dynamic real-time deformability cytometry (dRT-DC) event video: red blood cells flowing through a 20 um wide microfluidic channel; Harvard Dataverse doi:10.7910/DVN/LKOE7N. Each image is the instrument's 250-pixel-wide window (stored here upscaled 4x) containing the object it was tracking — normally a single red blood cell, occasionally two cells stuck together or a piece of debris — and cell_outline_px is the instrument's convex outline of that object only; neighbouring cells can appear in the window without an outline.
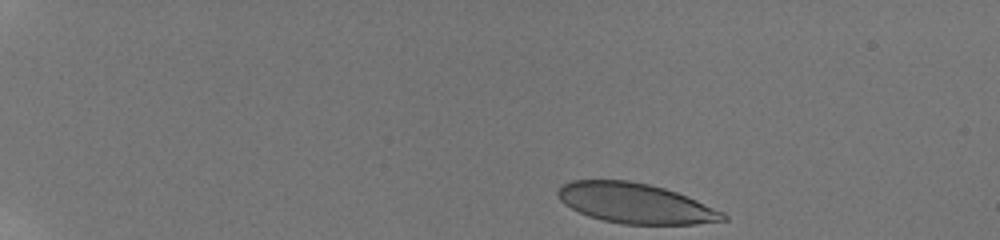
{"species": "human", "species_latin": "Homo sapiens", "temperature_condition": "room temperature", "stored_images_in_passage": 43, "camera_frame_rate_fps": 3000, "um_per_image_px": 0.085, "donor": {"sex": "male"}, "frame": {"image": 1, "passage_image": 1, "time_ms": 0.0, "image_size_px": [1000, 240], "cell_outline_px": [[728, 220], [696, 224], [624, 224], [604, 220], [588, 216], [564, 204], [560, 200], [556, 192], [564, 184], [572, 180], [628, 180], [648, 184], [664, 188], [676, 192], [696, 200], [724, 212], [728, 216]], "centroid_in_image_um": [54.02, 17.28], "position_along_channel_um": 31.0, "area_um2": 38.38}}
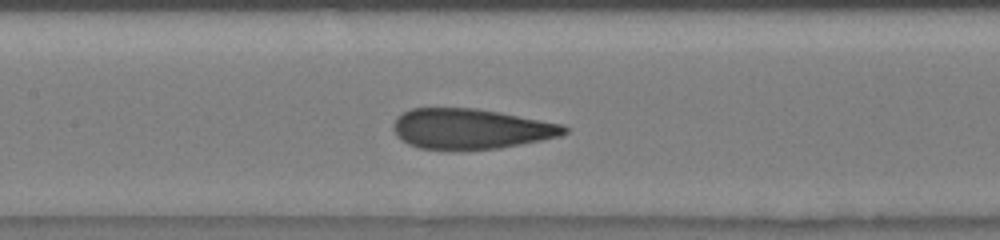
{"frame": {"image": 2, "passage_image": 21, "time_ms": 6.667, "image_size_px": [1000, 240], "cell_outline_px": [[568, 132], [560, 136], [500, 148], [452, 152], [420, 148], [408, 144], [400, 140], [396, 136], [392, 128], [392, 124], [396, 116], [412, 108], [476, 108], [500, 112], [564, 124], [568, 128]], "centroid_in_image_um": [39.97, 10.97], "position_along_channel_um": 167.4, "area_um2": 41.04}}
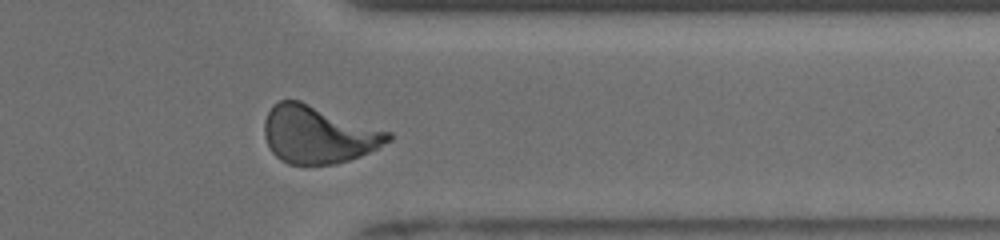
{"frame": {"image": 3, "passage_image": 38, "time_ms": 12.333, "image_size_px": [1000, 240], "cell_outline_px": [[392, 140], [360, 156], [336, 164], [288, 164], [280, 160], [272, 152], [264, 136], [264, 120], [272, 104], [280, 100], [300, 100], [392, 132]], "centroid_in_image_um": [27.04, 11.42], "position_along_channel_um": 384.4, "area_um2": 41.62}, "authors_computed_cell_mechanics": {"area_um2": 40.4022, "velocity_mm_per_s": 3.8443, "shape_relaxation_time_tau1_ms": 6.5335, "shape_relaxation_time_tau2_ms": 0.7623, "deformation_change_tau1": 0.1965, "deformation_change_tau2": 0.0742}}